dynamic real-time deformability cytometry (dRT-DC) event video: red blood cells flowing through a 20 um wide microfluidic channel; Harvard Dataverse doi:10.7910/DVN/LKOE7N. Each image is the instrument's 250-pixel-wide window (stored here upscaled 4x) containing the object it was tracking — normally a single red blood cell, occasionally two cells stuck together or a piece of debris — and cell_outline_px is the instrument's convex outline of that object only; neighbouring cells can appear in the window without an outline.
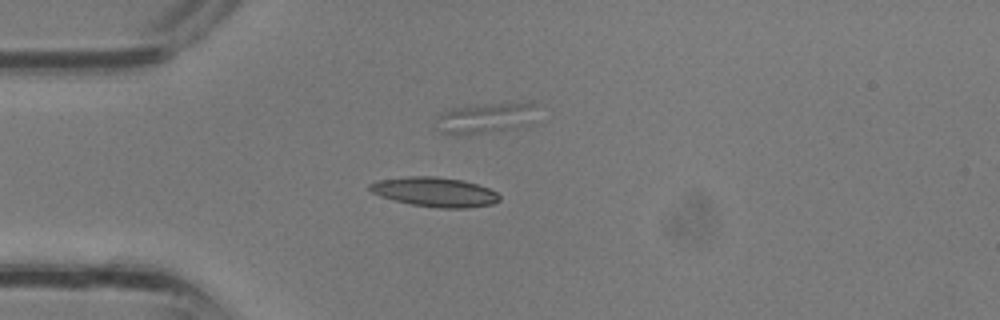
{"species": "common noctule bat (a hibernating species)", "species_latin": "Nyctalus noctula", "temperature_condition": "room temperature", "stored_images_in_passage": 34, "camera_frame_rate_fps": 3000, "um_per_image_px": 0.085, "animal": {"sex": "male", "body_mass_g": 13.3}, "frame": {"image": 1, "passage_image": 8, "time_ms": 2.333, "image_size_px": [1000, 320], "cell_outline_px": [[500, 200], [492, 204], [468, 208], [440, 208], [412, 204], [380, 196], [372, 192], [368, 188], [368, 184], [376, 180], [408, 176], [436, 176], [464, 180], [488, 188], [496, 192], [500, 196]], "centroid_in_image_um": [36.95, 16.31], "position_along_channel_um": 48.1, "area_um2": 22.31}}
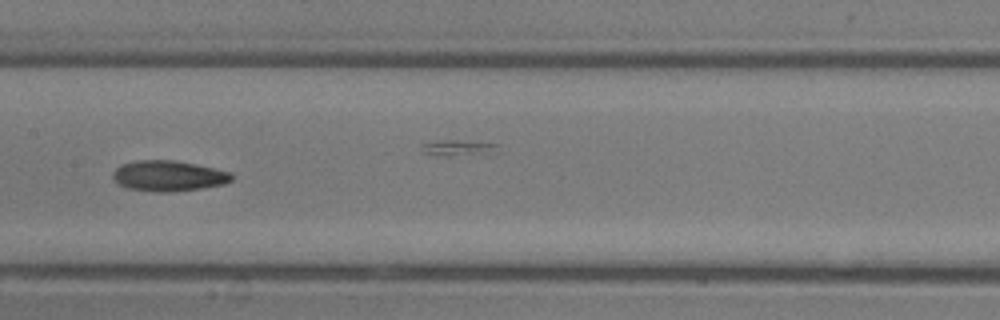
{"frame": {"image": 2, "passage_image": 16, "time_ms": 5.0, "image_size_px": [1000, 320], "cell_outline_px": [[232, 180], [224, 184], [200, 188], [168, 192], [156, 192], [128, 188], [120, 184], [112, 176], [112, 172], [120, 164], [140, 160], [172, 160], [232, 172]], "centroid_in_image_um": [14.3, 14.95], "position_along_channel_um": 193.1, "area_um2": 20.87}}
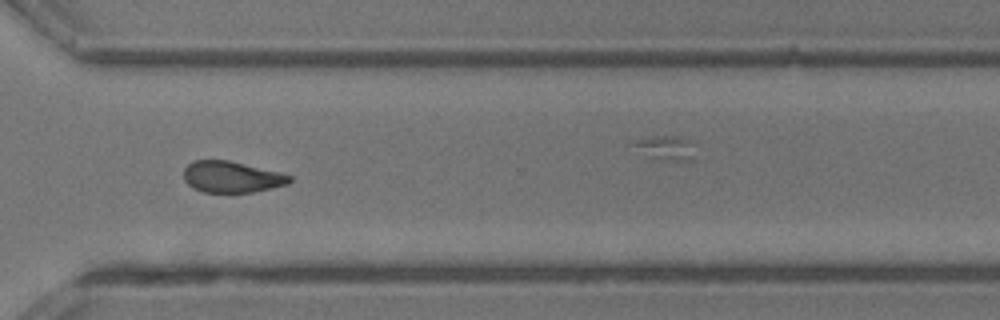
{"frame": {"image": 3, "passage_image": 24, "time_ms": 7.667, "image_size_px": [1000, 320], "cell_outline_px": [[292, 180], [288, 184], [252, 192], [204, 192], [192, 188], [184, 180], [184, 168], [188, 164], [196, 160], [228, 160], [280, 172], [292, 176]], "centroid_in_image_um": [19.68, 15.03], "position_along_channel_um": 350.9, "area_um2": 19.25}}